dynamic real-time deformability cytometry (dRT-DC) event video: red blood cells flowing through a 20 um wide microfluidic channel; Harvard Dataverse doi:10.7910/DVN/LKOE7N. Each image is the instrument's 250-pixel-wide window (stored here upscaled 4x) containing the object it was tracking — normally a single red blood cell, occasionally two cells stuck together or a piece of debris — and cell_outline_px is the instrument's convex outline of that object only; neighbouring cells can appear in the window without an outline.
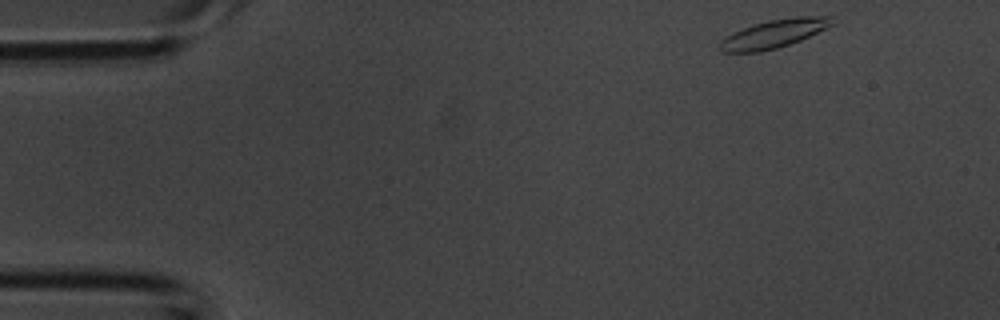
{"species": "common noctule bat (a hibernating species)", "species_latin": "Nyctalus noctula", "temperature_condition": "room temperature", "stored_images_in_passage": 4, "segment_of_instrument_passage": [2, 2], "camera_frame_rate_fps": 3000, "um_per_image_px": 0.085, "animal": {"sex": "male", "body_mass_g": 20.1, "forearm_length_mm": 53.5}, "frame": {"image": 1, "passage_image": 4, "time_ms": 1.0, "image_size_px": [1000, 320], "cell_outline_px": [[836, 24], [800, 40], [776, 48], [760, 52], [720, 52], [716, 48], [720, 40], [732, 32], [768, 20], [796, 16], [832, 16]], "centroid_in_image_um": [65.77, 2.87], "position_along_channel_um": 19.2, "area_um2": 18.67}}